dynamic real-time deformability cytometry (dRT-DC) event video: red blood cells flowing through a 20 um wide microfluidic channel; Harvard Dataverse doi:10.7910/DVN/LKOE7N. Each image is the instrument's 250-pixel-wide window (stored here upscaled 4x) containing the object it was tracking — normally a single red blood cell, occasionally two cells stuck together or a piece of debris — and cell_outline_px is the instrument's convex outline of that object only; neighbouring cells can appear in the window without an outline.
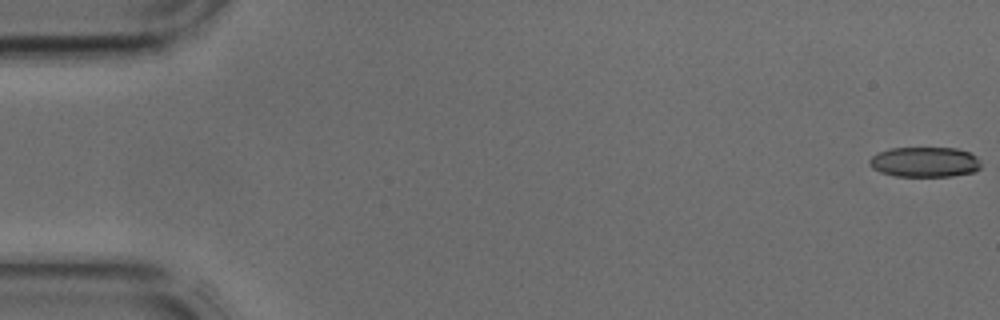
{"species": "common noctule bat (a hibernating species)", "species_latin": "Nyctalus noctula", "temperature_condition": "cold", "stored_images_in_passage": 43, "camera_frame_rate_fps": 3000, "um_per_image_px": 0.085, "animal": {"sex": "male", "body_mass_g": 17.9, "forearm_length_mm": 54.2}, "frame": {"image": 1, "passage_image": 1, "time_ms": 0.0, "image_size_px": [1000, 320], "cell_outline_px": [[980, 168], [972, 172], [952, 176], [896, 176], [880, 172], [872, 168], [868, 164], [868, 160], [876, 152], [892, 148], [956, 148], [968, 152], [976, 156], [980, 160]], "centroid_in_image_um": [78.57, 13.77], "position_along_channel_um": 6.4, "area_um2": 19.65}}
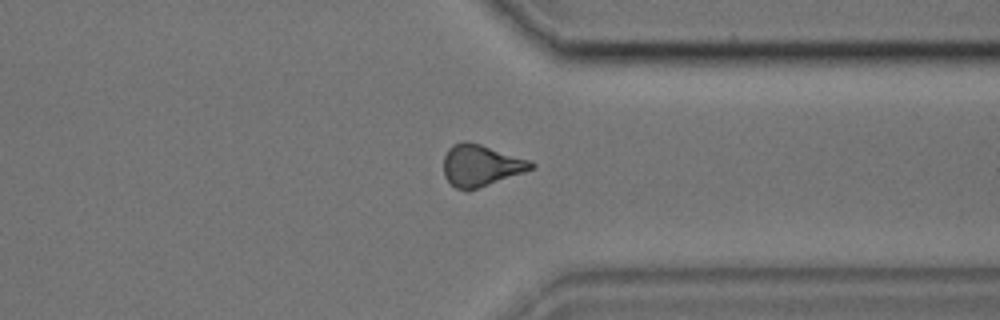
{"frame": {"image": 2, "passage_image": 33, "time_ms": 10.667, "image_size_px": [1000, 320], "cell_outline_px": [[536, 168], [468, 192], [456, 188], [444, 176], [444, 156], [448, 148], [452, 144], [464, 140], [468, 140], [532, 160], [536, 164]], "centroid_in_image_um": [40.9, 14.05], "position_along_channel_um": 370.5, "area_um2": 21.68}}
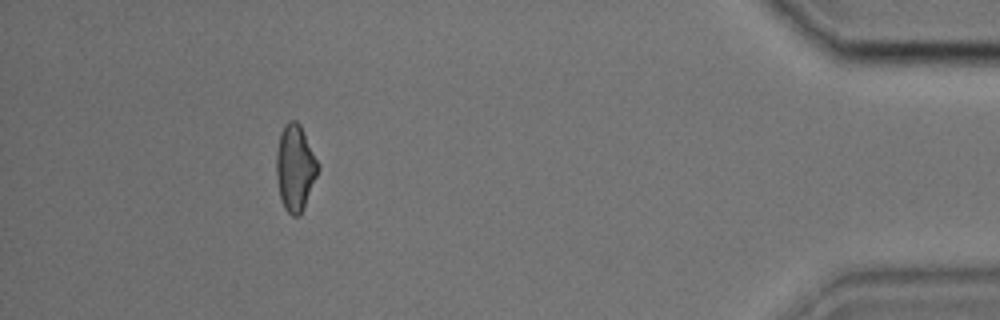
{"frame": {"image": 3, "passage_image": 39, "time_ms": 12.667, "image_size_px": [1000, 320], "cell_outline_px": [[320, 168], [300, 216], [292, 216], [284, 208], [280, 196], [276, 176], [276, 152], [280, 132], [284, 124], [288, 120], [296, 120], [300, 124], [320, 164]], "centroid_in_image_um": [25.09, 14.23], "position_along_channel_um": 410.1, "area_um2": 21.1}}